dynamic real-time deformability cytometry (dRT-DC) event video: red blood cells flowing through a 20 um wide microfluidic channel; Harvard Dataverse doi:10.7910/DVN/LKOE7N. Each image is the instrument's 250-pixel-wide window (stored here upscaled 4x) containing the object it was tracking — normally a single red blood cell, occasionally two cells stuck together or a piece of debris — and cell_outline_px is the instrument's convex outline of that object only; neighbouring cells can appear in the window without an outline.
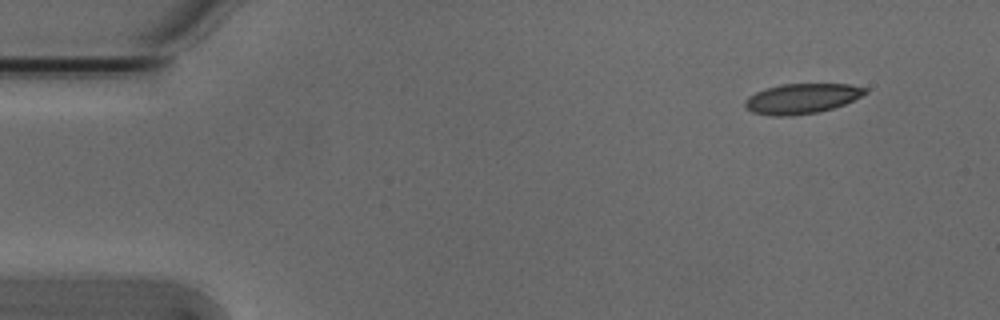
{"species": "Egyptian fruit bat (a non-hibernating species)", "species_latin": "Rousettus aegyptiacus", "temperature_condition": "cold", "stored_images_in_passage": 5, "camera_frame_rate_fps": 3000, "um_per_image_px": 0.085, "animal": {"sex": "male"}, "frame": {"image": 1, "passage_image": 1, "time_ms": 0.0, "image_size_px": [1000, 320], "cell_outline_px": [[868, 92], [844, 104], [820, 112], [792, 116], [772, 116], [752, 112], [744, 104], [744, 100], [748, 96], [756, 92], [780, 84], [848, 84], [868, 88]], "centroid_in_image_um": [68.14, 8.38], "position_along_channel_um": 16.9, "area_um2": 21.04}}
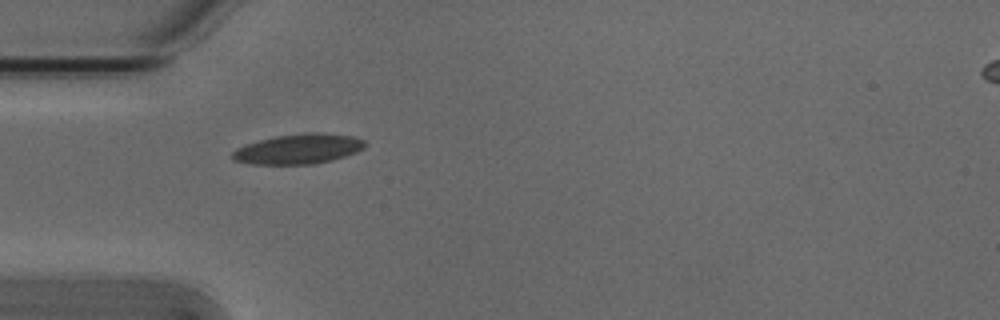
{"frame": {"image": 2, "passage_image": 4, "time_ms": 1.0, "image_size_px": [1000, 320], "cell_outline_px": [[368, 144], [364, 148], [356, 152], [332, 160], [312, 164], [252, 164], [232, 160], [232, 152], [236, 148], [244, 144], [276, 136], [312, 132], [316, 132], [352, 136], [364, 140]], "centroid_in_image_um": [25.36, 12.66], "position_along_channel_um": 59.6, "area_um2": 23.12}}
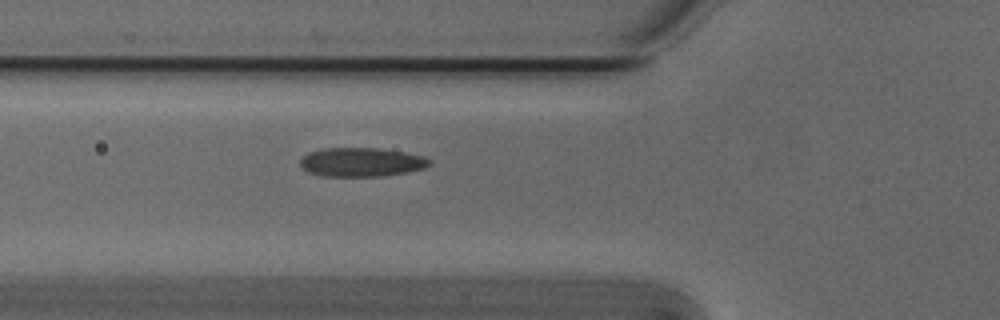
{"frame": {"image": 3, "passage_image": 5, "time_ms": 1.333, "image_size_px": [1000, 320], "cell_outline_px": [[432, 164], [424, 168], [408, 172], [384, 176], [320, 176], [308, 172], [300, 164], [300, 160], [308, 152], [324, 148], [380, 148], [404, 152], [424, 156], [432, 160]], "centroid_in_image_um": [30.75, 13.78], "position_along_channel_um": 95.0, "area_um2": 21.96}}